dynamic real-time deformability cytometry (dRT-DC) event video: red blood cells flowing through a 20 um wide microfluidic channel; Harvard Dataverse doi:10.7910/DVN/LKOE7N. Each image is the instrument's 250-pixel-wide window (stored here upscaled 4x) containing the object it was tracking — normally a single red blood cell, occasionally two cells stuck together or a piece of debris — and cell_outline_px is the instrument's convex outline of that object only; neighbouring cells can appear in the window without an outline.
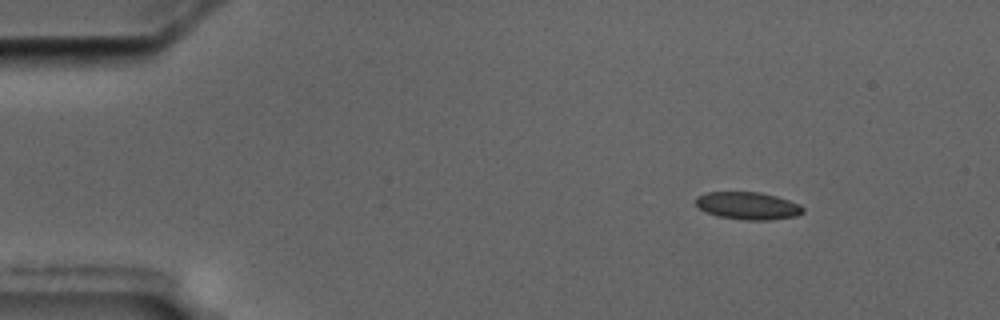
{"species": "common noctule bat (a hibernating species)", "species_latin": "Nyctalus noctula", "temperature_condition": "cold", "stored_images_in_passage": 4, "camera_frame_rate_fps": 3000, "um_per_image_px": 0.085, "animal": {"sex": "male", "body_mass_g": 17.5, "forearm_length_mm": 52.3}, "frame": {"image": 1, "passage_image": 2, "time_ms": 1.0, "image_size_px": [1000, 320], "cell_outline_px": [[804, 212], [796, 216], [772, 220], [744, 220], [716, 216], [700, 208], [696, 204], [696, 196], [708, 192], [760, 192], [776, 196], [800, 204], [804, 208]], "centroid_in_image_um": [63.59, 17.49], "position_along_channel_um": 21.4, "area_um2": 17.22}}
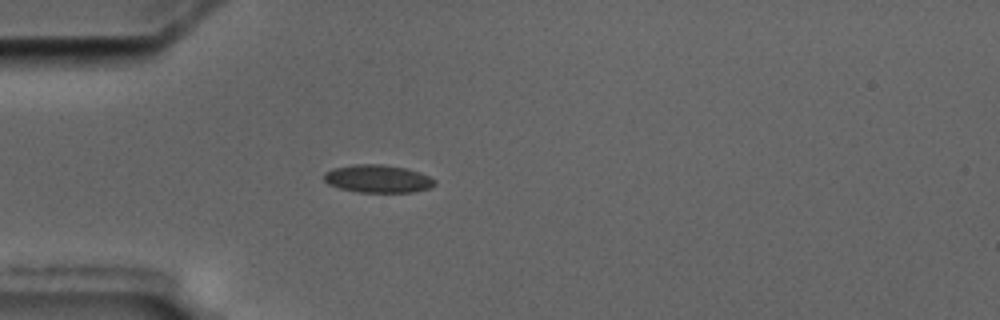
{"frame": {"image": 2, "passage_image": 4, "time_ms": 4.0, "image_size_px": [1000, 320], "cell_outline_px": [[436, 184], [428, 188], [412, 192], [360, 192], [340, 188], [328, 184], [324, 180], [324, 172], [332, 168], [352, 164], [380, 164], [408, 168], [420, 172], [436, 180]], "centroid_in_image_um": [32.1, 15.18], "position_along_channel_um": 52.9, "area_um2": 18.03}}